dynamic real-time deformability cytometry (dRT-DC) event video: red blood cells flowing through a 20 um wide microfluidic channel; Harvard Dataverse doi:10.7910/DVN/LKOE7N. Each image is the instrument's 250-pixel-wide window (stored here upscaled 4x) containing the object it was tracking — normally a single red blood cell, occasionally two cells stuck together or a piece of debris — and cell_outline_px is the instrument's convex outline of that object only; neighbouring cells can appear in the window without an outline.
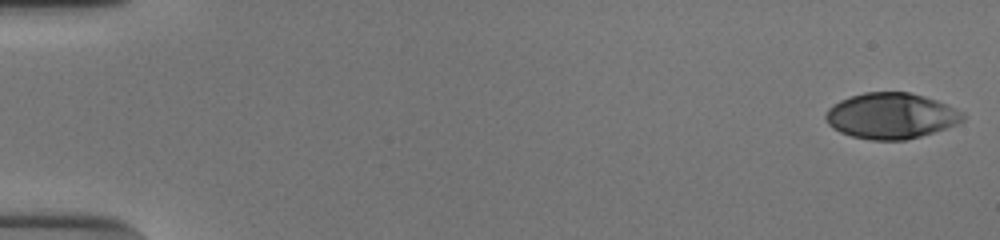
{"species": "human", "species_latin": "Homo sapiens", "temperature_condition": "cold", "stored_images_in_passage": 53, "camera_frame_rate_fps": 3000, "um_per_image_px": 0.085, "donor": {"sex": "male"}, "frame": {"image": 1, "passage_image": 1, "time_ms": 0.0, "image_size_px": [1000, 240], "cell_outline_px": [[964, 120], [956, 124], [920, 136], [904, 140], [872, 140], [852, 136], [840, 132], [832, 128], [828, 124], [824, 116], [828, 108], [832, 104], [848, 96], [864, 92], [908, 92], [924, 96], [948, 104], [964, 112]], "centroid_in_image_um": [75.71, 9.83], "position_along_channel_um": 9.3, "area_um2": 36.7}}
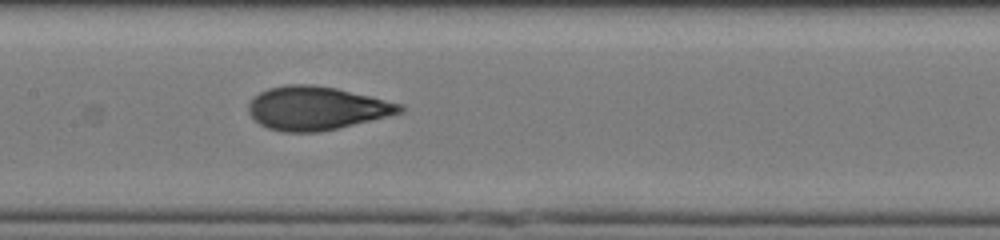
{"frame": {"image": 2, "passage_image": 27, "time_ms": 8.667, "image_size_px": [1000, 240], "cell_outline_px": [[404, 112], [388, 116], [336, 128], [316, 132], [284, 132], [268, 128], [260, 124], [248, 112], [248, 104], [260, 92], [268, 88], [288, 84], [312, 84], [336, 88], [400, 104], [404, 108]], "centroid_in_image_um": [26.86, 9.19], "position_along_channel_um": 180.5, "area_um2": 37.8}}
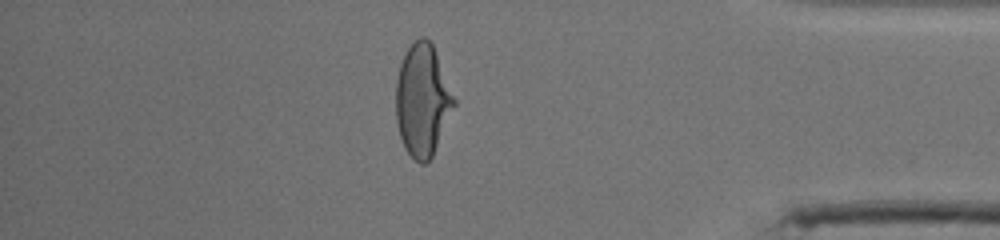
{"frame": {"image": 3, "passage_image": 46, "time_ms": 15.0, "image_size_px": [1000, 240], "cell_outline_px": [[456, 104], [432, 156], [424, 164], [420, 164], [404, 148], [400, 136], [396, 120], [396, 80], [400, 64], [408, 48], [420, 36], [424, 36], [432, 44], [456, 100]], "centroid_in_image_um": [35.91, 8.53], "position_along_channel_um": 399.3, "area_um2": 37.57}, "authors_computed_cell_mechanics": {"area_um2": 37.5122, "velocity_mm_per_s": 3.9076, "shape_relaxation_time_tau1_ms": 4.9284, "shape_relaxation_time_tau2_ms": 0.8107, "deformation_change_tau1": 0.2309, "deformation_change_tau2": 0.0596}}